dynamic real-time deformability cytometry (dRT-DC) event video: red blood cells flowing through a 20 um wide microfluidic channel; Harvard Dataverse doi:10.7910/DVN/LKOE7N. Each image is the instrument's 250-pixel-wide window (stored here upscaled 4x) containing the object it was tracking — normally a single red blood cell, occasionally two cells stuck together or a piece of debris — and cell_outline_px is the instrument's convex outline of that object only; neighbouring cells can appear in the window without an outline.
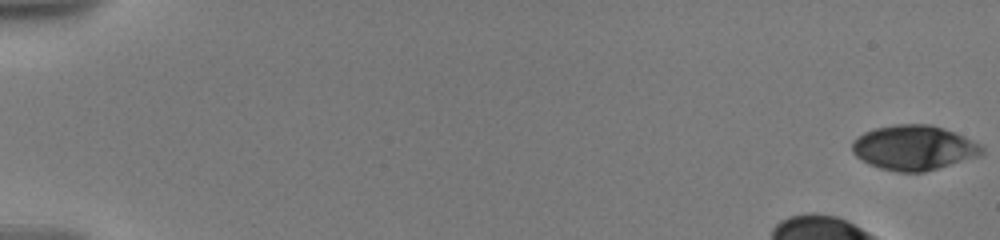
{"species": "human", "species_latin": "Homo sapiens", "temperature_condition": "warm", "stored_images_in_passage": 46, "camera_frame_rate_fps": 3000, "um_per_image_px": 0.085, "donor": {"sex": "male"}, "frame": {"image": 1, "passage_image": 1, "time_ms": 0.0, "image_size_px": [1000, 240], "cell_outline_px": [[984, 152], [980, 156], [924, 172], [896, 172], [880, 168], [868, 164], [856, 156], [852, 152], [852, 140], [864, 132], [876, 128], [896, 124], [932, 124], [944, 128], [964, 136], [984, 148]], "centroid_in_image_um": [77.66, 12.56], "position_along_channel_um": 7.3, "area_um2": 33.93}}
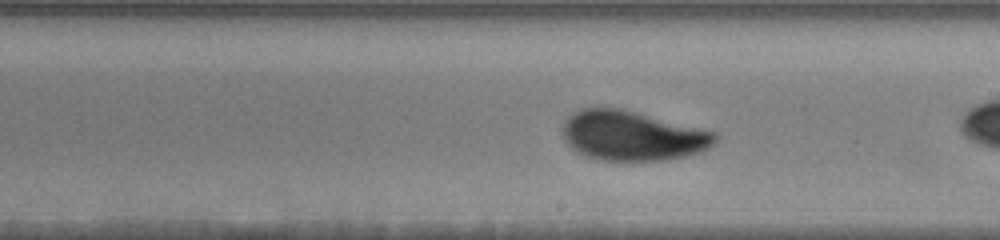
{"frame": {"image": 2, "passage_image": 29, "time_ms": 10.667, "image_size_px": [1000, 240], "cell_outline_px": [[720, 140], [716, 144], [700, 152], [668, 160], [632, 164], [600, 160], [584, 156], [576, 152], [564, 140], [560, 132], [560, 128], [564, 120], [572, 112], [584, 108], [620, 108], [716, 132], [720, 136]], "centroid_in_image_um": [53.73, 11.59], "position_along_channel_um": 235.3, "area_um2": 45.6}}
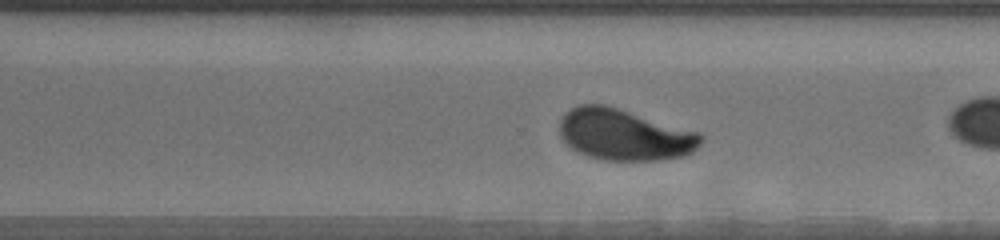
{"frame": {"image": 3, "passage_image": 40, "time_ms": 13.0, "image_size_px": [1000, 240], "cell_outline_px": [[704, 140], [692, 152], [684, 156], [660, 160], [604, 160], [588, 156], [572, 148], [560, 136], [560, 120], [572, 108], [580, 104], [604, 104], [700, 132], [704, 136]], "centroid_in_image_um": [53.12, 11.45], "position_along_channel_um": 317.5, "area_um2": 42.08}}